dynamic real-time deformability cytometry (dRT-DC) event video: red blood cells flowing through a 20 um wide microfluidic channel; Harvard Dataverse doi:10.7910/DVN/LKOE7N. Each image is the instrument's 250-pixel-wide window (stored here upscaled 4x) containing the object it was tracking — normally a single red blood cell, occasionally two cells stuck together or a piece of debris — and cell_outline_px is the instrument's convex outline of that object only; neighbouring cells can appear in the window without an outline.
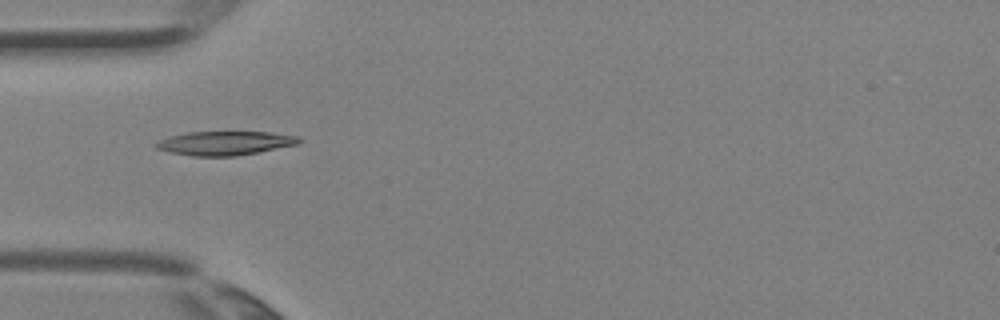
{"species": "Egyptian fruit bat (a non-hibernating species)", "species_latin": "Rousettus aegyptiacus", "temperature_condition": "room temperature", "stored_images_in_passage": 1, "camera_frame_rate_fps": 3000, "um_per_image_px": 0.085, "animal": {"sex": "female"}, "frame": {"image": 1, "passage_image": 1, "time_ms": 0.0, "image_size_px": [1000, 320], "cell_outline_px": [[304, 140], [300, 144], [260, 152], [236, 156], [192, 156], [168, 152], [156, 148], [156, 144], [160, 140], [172, 136], [188, 132], [272, 132], [300, 136]], "centroid_in_image_um": [19.23, 12.17], "position_along_channel_um": 65.8, "area_um2": 20.11}}